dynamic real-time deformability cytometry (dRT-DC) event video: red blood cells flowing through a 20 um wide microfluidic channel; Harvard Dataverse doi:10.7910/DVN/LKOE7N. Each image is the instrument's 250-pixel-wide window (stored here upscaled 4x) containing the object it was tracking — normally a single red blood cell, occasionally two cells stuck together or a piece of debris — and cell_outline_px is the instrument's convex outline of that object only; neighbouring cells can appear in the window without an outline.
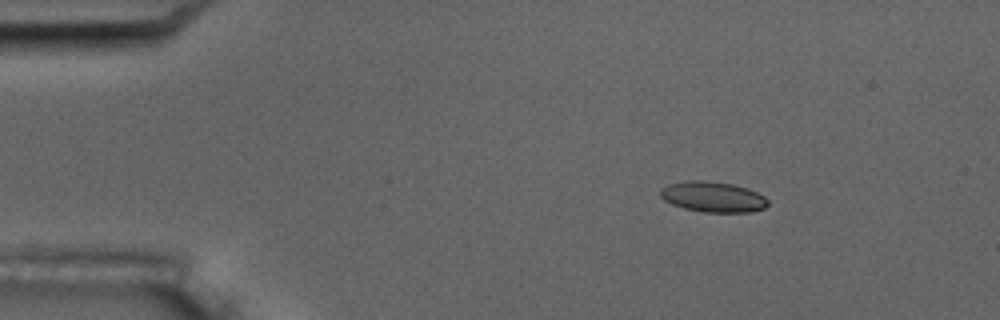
{"species": "common noctule bat (a hibernating species)", "species_latin": "Nyctalus noctula", "temperature_condition": "room temperature", "stored_images_in_passage": 5, "camera_frame_rate_fps": 3000, "um_per_image_px": 0.085, "animal": {"sex": "male", "body_mass_g": 17.5, "forearm_length_mm": 52.3}, "frame": {"image": 1, "passage_image": 3, "time_ms": 2.333, "image_size_px": [1000, 320], "cell_outline_px": [[768, 204], [764, 208], [752, 212], [704, 212], [684, 208], [672, 204], [664, 200], [660, 196], [660, 188], [668, 184], [684, 180], [704, 180], [732, 184], [748, 188], [764, 196], [768, 200]], "centroid_in_image_um": [60.58, 16.72], "position_along_channel_um": 24.4, "area_um2": 19.25}}